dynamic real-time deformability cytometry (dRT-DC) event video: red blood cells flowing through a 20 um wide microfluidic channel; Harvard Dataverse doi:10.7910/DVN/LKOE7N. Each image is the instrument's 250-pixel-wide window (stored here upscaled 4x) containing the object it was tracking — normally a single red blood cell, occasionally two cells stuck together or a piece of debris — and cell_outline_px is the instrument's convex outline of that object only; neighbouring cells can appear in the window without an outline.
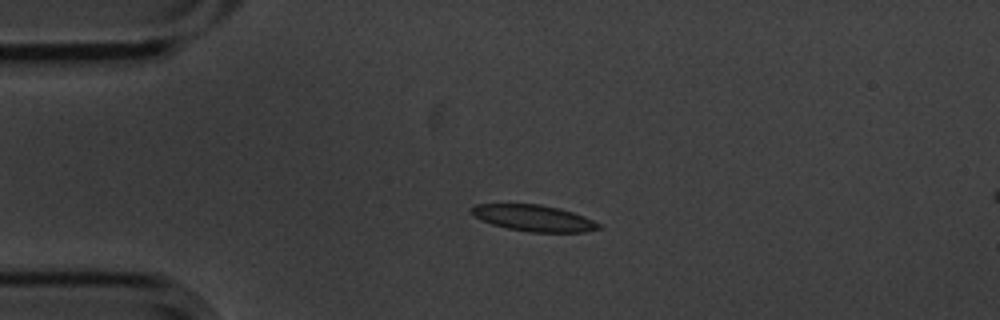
{"species": "common noctule bat (a hibernating species)", "species_latin": "Nyctalus noctula", "temperature_condition": "cold", "stored_images_in_passage": 4, "segment_of_instrument_passage": [1, 2], "camera_frame_rate_fps": 3000, "um_per_image_px": 0.085, "animal": {"sex": "male", "body_mass_g": 20.1, "forearm_length_mm": 53.5}, "frame": {"image": 1, "passage_image": 2, "time_ms": 0.333, "image_size_px": [1000, 320], "cell_outline_px": [[600, 228], [584, 232], [532, 232], [508, 228], [492, 224], [480, 220], [472, 216], [468, 208], [476, 204], [540, 204], [560, 208], [584, 216], [600, 224]], "centroid_in_image_um": [45.3, 18.52], "position_along_channel_um": 39.7, "area_um2": 19.54}}